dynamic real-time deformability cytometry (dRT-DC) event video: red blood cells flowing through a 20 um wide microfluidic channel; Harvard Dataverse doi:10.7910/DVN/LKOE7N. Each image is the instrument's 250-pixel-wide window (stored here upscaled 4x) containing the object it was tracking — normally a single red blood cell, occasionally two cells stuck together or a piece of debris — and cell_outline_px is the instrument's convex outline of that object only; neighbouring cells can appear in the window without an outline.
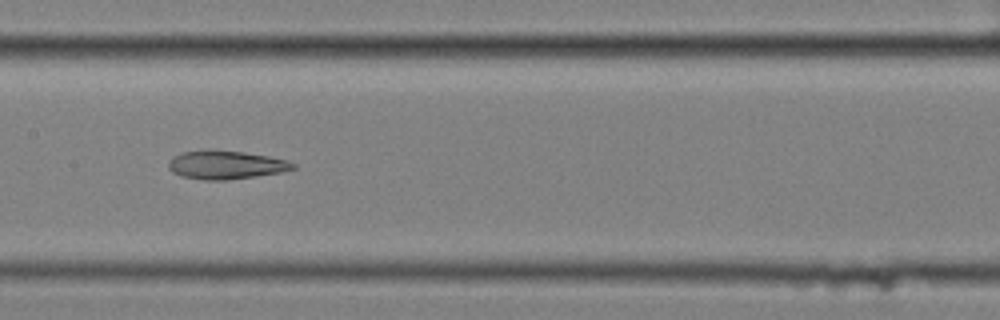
{"species": "common noctule bat (a hibernating species)", "species_latin": "Nyctalus noctula", "temperature_condition": "cold", "stored_images_in_passage": 14, "camera_frame_rate_fps": 3000, "um_per_image_px": 0.085, "animal": {"sex": "female", "body_mass_g": 25.1}, "frame": {"image": 1, "passage_image": 7, "time_ms": 2.0, "image_size_px": [1000, 320], "cell_outline_px": [[296, 168], [280, 172], [256, 176], [228, 180], [200, 180], [180, 176], [172, 172], [168, 168], [168, 164], [172, 156], [184, 152], [208, 148], [244, 152], [268, 156], [288, 160], [296, 164]], "centroid_in_image_um": [19.16, 14.0], "position_along_channel_um": 188.2, "area_um2": 21.04}}
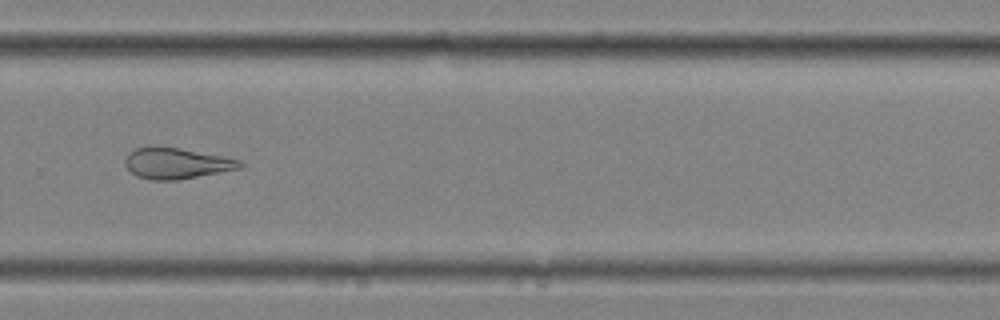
{"frame": {"image": 2, "passage_image": 10, "time_ms": 3.0, "image_size_px": [1000, 320], "cell_outline_px": [[244, 164], [240, 168], [176, 180], [152, 180], [136, 176], [124, 164], [124, 160], [128, 152], [136, 148], [152, 144], [156, 144], [180, 148], [240, 160]], "centroid_in_image_um": [14.91, 13.85], "position_along_channel_um": 314.9, "area_um2": 20.81}}
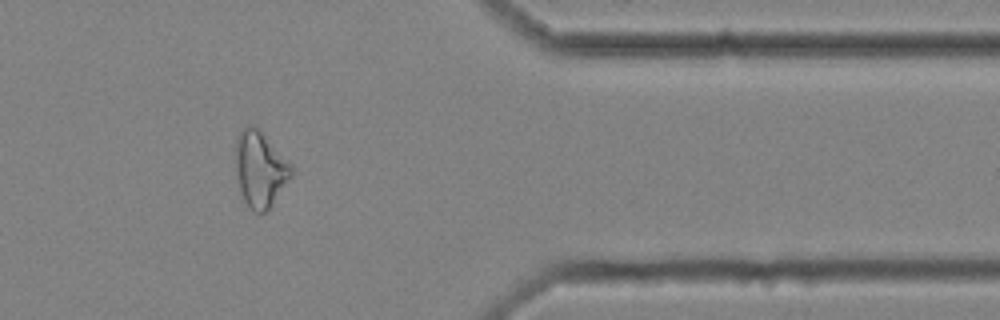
{"frame": {"image": 3, "passage_image": 12, "time_ms": 3.667, "image_size_px": [1000, 320], "cell_outline_px": [[292, 172], [268, 208], [264, 212], [256, 212], [244, 200], [240, 192], [236, 172], [236, 136], [244, 128], [252, 124], [256, 124], [260, 128], [292, 164]], "centroid_in_image_um": [22.08, 14.28], "position_along_channel_um": 389.3, "area_um2": 24.16}}